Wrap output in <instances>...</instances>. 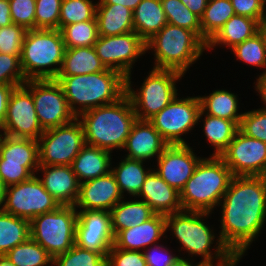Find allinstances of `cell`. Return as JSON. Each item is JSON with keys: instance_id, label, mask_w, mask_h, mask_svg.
I'll return each instance as SVG.
<instances>
[{"instance_id": "6da1fadb", "label": "cell", "mask_w": 266, "mask_h": 266, "mask_svg": "<svg viewBox=\"0 0 266 266\" xmlns=\"http://www.w3.org/2000/svg\"><path fill=\"white\" fill-rule=\"evenodd\" d=\"M221 206L219 236L240 260L266 222V176H234Z\"/></svg>"}, {"instance_id": "6f0895ef", "label": "cell", "mask_w": 266, "mask_h": 266, "mask_svg": "<svg viewBox=\"0 0 266 266\" xmlns=\"http://www.w3.org/2000/svg\"><path fill=\"white\" fill-rule=\"evenodd\" d=\"M171 266H206L203 262H196L191 259H187V257H180L177 261H175Z\"/></svg>"}, {"instance_id": "603a6c76", "label": "cell", "mask_w": 266, "mask_h": 266, "mask_svg": "<svg viewBox=\"0 0 266 266\" xmlns=\"http://www.w3.org/2000/svg\"><path fill=\"white\" fill-rule=\"evenodd\" d=\"M137 198L145 201L156 214L166 216L183 211L180 192L164 181L154 169L146 176Z\"/></svg>"}, {"instance_id": "7c38bea8", "label": "cell", "mask_w": 266, "mask_h": 266, "mask_svg": "<svg viewBox=\"0 0 266 266\" xmlns=\"http://www.w3.org/2000/svg\"><path fill=\"white\" fill-rule=\"evenodd\" d=\"M59 206L37 175H33L29 180L5 188L1 210L30 222L34 217L55 211Z\"/></svg>"}, {"instance_id": "4dcf8cb0", "label": "cell", "mask_w": 266, "mask_h": 266, "mask_svg": "<svg viewBox=\"0 0 266 266\" xmlns=\"http://www.w3.org/2000/svg\"><path fill=\"white\" fill-rule=\"evenodd\" d=\"M200 121L203 122L202 133L211 145L209 147H214L212 156H220L238 132L240 122L204 114L201 110L198 125Z\"/></svg>"}, {"instance_id": "60d3db41", "label": "cell", "mask_w": 266, "mask_h": 266, "mask_svg": "<svg viewBox=\"0 0 266 266\" xmlns=\"http://www.w3.org/2000/svg\"><path fill=\"white\" fill-rule=\"evenodd\" d=\"M53 266H107L106 256L74 244L67 252L53 259Z\"/></svg>"}, {"instance_id": "30bf717a", "label": "cell", "mask_w": 266, "mask_h": 266, "mask_svg": "<svg viewBox=\"0 0 266 266\" xmlns=\"http://www.w3.org/2000/svg\"><path fill=\"white\" fill-rule=\"evenodd\" d=\"M179 95L148 120L168 145H188L182 136L191 133L198 125L199 97L179 98Z\"/></svg>"}, {"instance_id": "ee69618b", "label": "cell", "mask_w": 266, "mask_h": 266, "mask_svg": "<svg viewBox=\"0 0 266 266\" xmlns=\"http://www.w3.org/2000/svg\"><path fill=\"white\" fill-rule=\"evenodd\" d=\"M21 55L0 53V85H23L25 78L21 68Z\"/></svg>"}, {"instance_id": "74e56055", "label": "cell", "mask_w": 266, "mask_h": 266, "mask_svg": "<svg viewBox=\"0 0 266 266\" xmlns=\"http://www.w3.org/2000/svg\"><path fill=\"white\" fill-rule=\"evenodd\" d=\"M61 33L65 48L92 47L99 37L96 20L66 25Z\"/></svg>"}, {"instance_id": "e0dca14e", "label": "cell", "mask_w": 266, "mask_h": 266, "mask_svg": "<svg viewBox=\"0 0 266 266\" xmlns=\"http://www.w3.org/2000/svg\"><path fill=\"white\" fill-rule=\"evenodd\" d=\"M110 211H77L75 244L107 257L114 244Z\"/></svg>"}, {"instance_id": "94428289", "label": "cell", "mask_w": 266, "mask_h": 266, "mask_svg": "<svg viewBox=\"0 0 266 266\" xmlns=\"http://www.w3.org/2000/svg\"><path fill=\"white\" fill-rule=\"evenodd\" d=\"M261 30L265 33L266 35V10H265V14H264V19L262 21V24H261Z\"/></svg>"}, {"instance_id": "f35d334b", "label": "cell", "mask_w": 266, "mask_h": 266, "mask_svg": "<svg viewBox=\"0 0 266 266\" xmlns=\"http://www.w3.org/2000/svg\"><path fill=\"white\" fill-rule=\"evenodd\" d=\"M97 3L92 0H62L59 30L66 25L96 20Z\"/></svg>"}, {"instance_id": "83f0119b", "label": "cell", "mask_w": 266, "mask_h": 266, "mask_svg": "<svg viewBox=\"0 0 266 266\" xmlns=\"http://www.w3.org/2000/svg\"><path fill=\"white\" fill-rule=\"evenodd\" d=\"M155 214L153 209L145 201L137 197L127 200L125 196L110 210L114 236L121 230L144 223Z\"/></svg>"}, {"instance_id": "db71d44e", "label": "cell", "mask_w": 266, "mask_h": 266, "mask_svg": "<svg viewBox=\"0 0 266 266\" xmlns=\"http://www.w3.org/2000/svg\"><path fill=\"white\" fill-rule=\"evenodd\" d=\"M193 14L197 15L199 18L204 13V10L208 4L209 0H180Z\"/></svg>"}, {"instance_id": "11a10c76", "label": "cell", "mask_w": 266, "mask_h": 266, "mask_svg": "<svg viewBox=\"0 0 266 266\" xmlns=\"http://www.w3.org/2000/svg\"><path fill=\"white\" fill-rule=\"evenodd\" d=\"M12 23L9 0H0V27L9 26Z\"/></svg>"}, {"instance_id": "9c48e42d", "label": "cell", "mask_w": 266, "mask_h": 266, "mask_svg": "<svg viewBox=\"0 0 266 266\" xmlns=\"http://www.w3.org/2000/svg\"><path fill=\"white\" fill-rule=\"evenodd\" d=\"M77 210L74 205H60L55 211L30 221V238L39 243L54 259L75 244Z\"/></svg>"}, {"instance_id": "7bdbcfd3", "label": "cell", "mask_w": 266, "mask_h": 266, "mask_svg": "<svg viewBox=\"0 0 266 266\" xmlns=\"http://www.w3.org/2000/svg\"><path fill=\"white\" fill-rule=\"evenodd\" d=\"M239 130L249 137L266 143V111L260 108L246 110L241 118Z\"/></svg>"}, {"instance_id": "8fae6325", "label": "cell", "mask_w": 266, "mask_h": 266, "mask_svg": "<svg viewBox=\"0 0 266 266\" xmlns=\"http://www.w3.org/2000/svg\"><path fill=\"white\" fill-rule=\"evenodd\" d=\"M40 165H69L85 146L83 125L78 118L45 130L38 139Z\"/></svg>"}, {"instance_id": "f1b7e54d", "label": "cell", "mask_w": 266, "mask_h": 266, "mask_svg": "<svg viewBox=\"0 0 266 266\" xmlns=\"http://www.w3.org/2000/svg\"><path fill=\"white\" fill-rule=\"evenodd\" d=\"M144 162L124 156L115 167L111 164V173L114 175L123 197L130 195L129 199L130 197L138 196L146 176L153 169L151 165L146 168Z\"/></svg>"}, {"instance_id": "d4e9b609", "label": "cell", "mask_w": 266, "mask_h": 266, "mask_svg": "<svg viewBox=\"0 0 266 266\" xmlns=\"http://www.w3.org/2000/svg\"><path fill=\"white\" fill-rule=\"evenodd\" d=\"M260 30L261 24L256 19L233 15L207 42L206 51L217 47L232 49L235 45L253 37Z\"/></svg>"}, {"instance_id": "4fadbf2b", "label": "cell", "mask_w": 266, "mask_h": 266, "mask_svg": "<svg viewBox=\"0 0 266 266\" xmlns=\"http://www.w3.org/2000/svg\"><path fill=\"white\" fill-rule=\"evenodd\" d=\"M23 85L32 94L37 118L44 131L70 123L77 118L55 79H32Z\"/></svg>"}, {"instance_id": "836d02e7", "label": "cell", "mask_w": 266, "mask_h": 266, "mask_svg": "<svg viewBox=\"0 0 266 266\" xmlns=\"http://www.w3.org/2000/svg\"><path fill=\"white\" fill-rule=\"evenodd\" d=\"M30 238V222L0 210V255Z\"/></svg>"}, {"instance_id": "5b68a950", "label": "cell", "mask_w": 266, "mask_h": 266, "mask_svg": "<svg viewBox=\"0 0 266 266\" xmlns=\"http://www.w3.org/2000/svg\"><path fill=\"white\" fill-rule=\"evenodd\" d=\"M233 177L219 156L202 157L180 192L183 210L214 213Z\"/></svg>"}, {"instance_id": "680465c9", "label": "cell", "mask_w": 266, "mask_h": 266, "mask_svg": "<svg viewBox=\"0 0 266 266\" xmlns=\"http://www.w3.org/2000/svg\"><path fill=\"white\" fill-rule=\"evenodd\" d=\"M5 186L3 182L0 179V210L2 208L3 202H4V196H5Z\"/></svg>"}, {"instance_id": "f907efd6", "label": "cell", "mask_w": 266, "mask_h": 266, "mask_svg": "<svg viewBox=\"0 0 266 266\" xmlns=\"http://www.w3.org/2000/svg\"><path fill=\"white\" fill-rule=\"evenodd\" d=\"M235 15L256 19L260 24L264 19L266 0H230Z\"/></svg>"}, {"instance_id": "816d5d0a", "label": "cell", "mask_w": 266, "mask_h": 266, "mask_svg": "<svg viewBox=\"0 0 266 266\" xmlns=\"http://www.w3.org/2000/svg\"><path fill=\"white\" fill-rule=\"evenodd\" d=\"M15 87V85H0V128L6 118L9 98Z\"/></svg>"}, {"instance_id": "2e32d148", "label": "cell", "mask_w": 266, "mask_h": 266, "mask_svg": "<svg viewBox=\"0 0 266 266\" xmlns=\"http://www.w3.org/2000/svg\"><path fill=\"white\" fill-rule=\"evenodd\" d=\"M0 132L12 137L35 140L44 132L37 118L32 94L24 85L13 89Z\"/></svg>"}, {"instance_id": "5bb4252c", "label": "cell", "mask_w": 266, "mask_h": 266, "mask_svg": "<svg viewBox=\"0 0 266 266\" xmlns=\"http://www.w3.org/2000/svg\"><path fill=\"white\" fill-rule=\"evenodd\" d=\"M94 48L106 68L116 70L131 79L135 62L146 54L145 41L135 31L115 36H99Z\"/></svg>"}, {"instance_id": "d6986e66", "label": "cell", "mask_w": 266, "mask_h": 266, "mask_svg": "<svg viewBox=\"0 0 266 266\" xmlns=\"http://www.w3.org/2000/svg\"><path fill=\"white\" fill-rule=\"evenodd\" d=\"M123 198L110 171L107 175L80 183L79 196L74 206L77 211H110Z\"/></svg>"}, {"instance_id": "cb8c5ba5", "label": "cell", "mask_w": 266, "mask_h": 266, "mask_svg": "<svg viewBox=\"0 0 266 266\" xmlns=\"http://www.w3.org/2000/svg\"><path fill=\"white\" fill-rule=\"evenodd\" d=\"M0 159L6 163L21 164L36 175L40 166L38 140L0 134Z\"/></svg>"}, {"instance_id": "d590c367", "label": "cell", "mask_w": 266, "mask_h": 266, "mask_svg": "<svg viewBox=\"0 0 266 266\" xmlns=\"http://www.w3.org/2000/svg\"><path fill=\"white\" fill-rule=\"evenodd\" d=\"M15 266H53V258L36 241L29 238L5 254Z\"/></svg>"}, {"instance_id": "9a60e30c", "label": "cell", "mask_w": 266, "mask_h": 266, "mask_svg": "<svg viewBox=\"0 0 266 266\" xmlns=\"http://www.w3.org/2000/svg\"><path fill=\"white\" fill-rule=\"evenodd\" d=\"M219 157L234 176H266V143L240 130Z\"/></svg>"}, {"instance_id": "7dc6e473", "label": "cell", "mask_w": 266, "mask_h": 266, "mask_svg": "<svg viewBox=\"0 0 266 266\" xmlns=\"http://www.w3.org/2000/svg\"><path fill=\"white\" fill-rule=\"evenodd\" d=\"M168 245L158 243L146 248L143 251L145 261L147 266H171L175 261H177L180 256L181 250L178 248V255L174 253ZM172 251V252H171Z\"/></svg>"}, {"instance_id": "6125c7cd", "label": "cell", "mask_w": 266, "mask_h": 266, "mask_svg": "<svg viewBox=\"0 0 266 266\" xmlns=\"http://www.w3.org/2000/svg\"><path fill=\"white\" fill-rule=\"evenodd\" d=\"M238 264L206 265V266H237Z\"/></svg>"}, {"instance_id": "ac0fdd59", "label": "cell", "mask_w": 266, "mask_h": 266, "mask_svg": "<svg viewBox=\"0 0 266 266\" xmlns=\"http://www.w3.org/2000/svg\"><path fill=\"white\" fill-rule=\"evenodd\" d=\"M201 159L189 144L168 145L155 160L157 166L153 164L152 167L164 181L181 192Z\"/></svg>"}, {"instance_id": "277c9868", "label": "cell", "mask_w": 266, "mask_h": 266, "mask_svg": "<svg viewBox=\"0 0 266 266\" xmlns=\"http://www.w3.org/2000/svg\"><path fill=\"white\" fill-rule=\"evenodd\" d=\"M55 80L76 117L89 109L115 103L126 94V77L109 68L85 75L57 76Z\"/></svg>"}, {"instance_id": "f5cc1de1", "label": "cell", "mask_w": 266, "mask_h": 266, "mask_svg": "<svg viewBox=\"0 0 266 266\" xmlns=\"http://www.w3.org/2000/svg\"><path fill=\"white\" fill-rule=\"evenodd\" d=\"M256 78V82L253 87L255 88V92L258 93L259 98L261 99V103H263V107L261 105L260 109L266 111V74H258Z\"/></svg>"}, {"instance_id": "1f68e13d", "label": "cell", "mask_w": 266, "mask_h": 266, "mask_svg": "<svg viewBox=\"0 0 266 266\" xmlns=\"http://www.w3.org/2000/svg\"><path fill=\"white\" fill-rule=\"evenodd\" d=\"M107 68L98 57L94 46L66 48L57 76H73L96 73Z\"/></svg>"}, {"instance_id": "8992f818", "label": "cell", "mask_w": 266, "mask_h": 266, "mask_svg": "<svg viewBox=\"0 0 266 266\" xmlns=\"http://www.w3.org/2000/svg\"><path fill=\"white\" fill-rule=\"evenodd\" d=\"M145 44L146 52L153 53V68L178 71L184 76L206 50V44L193 31L169 23Z\"/></svg>"}, {"instance_id": "ab89813d", "label": "cell", "mask_w": 266, "mask_h": 266, "mask_svg": "<svg viewBox=\"0 0 266 266\" xmlns=\"http://www.w3.org/2000/svg\"><path fill=\"white\" fill-rule=\"evenodd\" d=\"M167 23L193 31L201 39L200 18L180 0H161Z\"/></svg>"}, {"instance_id": "484cf974", "label": "cell", "mask_w": 266, "mask_h": 266, "mask_svg": "<svg viewBox=\"0 0 266 266\" xmlns=\"http://www.w3.org/2000/svg\"><path fill=\"white\" fill-rule=\"evenodd\" d=\"M112 156L107 150L85 144L71 164L79 183L107 175L113 164Z\"/></svg>"}, {"instance_id": "8d00e7d4", "label": "cell", "mask_w": 266, "mask_h": 266, "mask_svg": "<svg viewBox=\"0 0 266 266\" xmlns=\"http://www.w3.org/2000/svg\"><path fill=\"white\" fill-rule=\"evenodd\" d=\"M234 57L240 62H244L256 68H263L266 72V35L260 30L253 37L246 39L242 43L235 45L232 49Z\"/></svg>"}, {"instance_id": "ffe728a7", "label": "cell", "mask_w": 266, "mask_h": 266, "mask_svg": "<svg viewBox=\"0 0 266 266\" xmlns=\"http://www.w3.org/2000/svg\"><path fill=\"white\" fill-rule=\"evenodd\" d=\"M167 146L160 133L148 120L137 119L123 148L127 154L123 156L146 163L158 158Z\"/></svg>"}, {"instance_id": "f546056e", "label": "cell", "mask_w": 266, "mask_h": 266, "mask_svg": "<svg viewBox=\"0 0 266 266\" xmlns=\"http://www.w3.org/2000/svg\"><path fill=\"white\" fill-rule=\"evenodd\" d=\"M167 24L161 0H142L133 11L134 31L146 42Z\"/></svg>"}, {"instance_id": "52a82bcc", "label": "cell", "mask_w": 266, "mask_h": 266, "mask_svg": "<svg viewBox=\"0 0 266 266\" xmlns=\"http://www.w3.org/2000/svg\"><path fill=\"white\" fill-rule=\"evenodd\" d=\"M65 49L61 30H27L20 58L25 78L55 79L60 71Z\"/></svg>"}, {"instance_id": "e575fe53", "label": "cell", "mask_w": 266, "mask_h": 266, "mask_svg": "<svg viewBox=\"0 0 266 266\" xmlns=\"http://www.w3.org/2000/svg\"><path fill=\"white\" fill-rule=\"evenodd\" d=\"M233 15L235 12L230 0H209L200 18L201 40L207 44Z\"/></svg>"}, {"instance_id": "f6af8a7d", "label": "cell", "mask_w": 266, "mask_h": 266, "mask_svg": "<svg viewBox=\"0 0 266 266\" xmlns=\"http://www.w3.org/2000/svg\"><path fill=\"white\" fill-rule=\"evenodd\" d=\"M26 32L25 27L15 23L0 27V53L21 55Z\"/></svg>"}, {"instance_id": "7402d4cb", "label": "cell", "mask_w": 266, "mask_h": 266, "mask_svg": "<svg viewBox=\"0 0 266 266\" xmlns=\"http://www.w3.org/2000/svg\"><path fill=\"white\" fill-rule=\"evenodd\" d=\"M165 215L155 214L144 223L119 231L114 237V246L118 249L143 252L146 248L160 243L165 238Z\"/></svg>"}, {"instance_id": "7a4b0ae2", "label": "cell", "mask_w": 266, "mask_h": 266, "mask_svg": "<svg viewBox=\"0 0 266 266\" xmlns=\"http://www.w3.org/2000/svg\"><path fill=\"white\" fill-rule=\"evenodd\" d=\"M211 215V212L184 210L166 215V232L171 231L169 236L176 238L184 255L188 253L187 259L201 257L205 265L238 264L240 259L223 244L216 229L206 223Z\"/></svg>"}, {"instance_id": "3957f363", "label": "cell", "mask_w": 266, "mask_h": 266, "mask_svg": "<svg viewBox=\"0 0 266 266\" xmlns=\"http://www.w3.org/2000/svg\"><path fill=\"white\" fill-rule=\"evenodd\" d=\"M84 129L85 143L113 153L123 150L132 125L137 120L130 97L89 109L77 117Z\"/></svg>"}, {"instance_id": "681fc988", "label": "cell", "mask_w": 266, "mask_h": 266, "mask_svg": "<svg viewBox=\"0 0 266 266\" xmlns=\"http://www.w3.org/2000/svg\"><path fill=\"white\" fill-rule=\"evenodd\" d=\"M33 174L23 165L6 163L0 159V179L5 187L29 180Z\"/></svg>"}, {"instance_id": "ba28073f", "label": "cell", "mask_w": 266, "mask_h": 266, "mask_svg": "<svg viewBox=\"0 0 266 266\" xmlns=\"http://www.w3.org/2000/svg\"><path fill=\"white\" fill-rule=\"evenodd\" d=\"M142 85L133 89L131 78H126V94L130 97L139 120H149L166 107L178 94L176 84L185 77L178 71L155 69L148 71Z\"/></svg>"}, {"instance_id": "9f6ffc18", "label": "cell", "mask_w": 266, "mask_h": 266, "mask_svg": "<svg viewBox=\"0 0 266 266\" xmlns=\"http://www.w3.org/2000/svg\"><path fill=\"white\" fill-rule=\"evenodd\" d=\"M141 1L142 0H98L97 4H121L134 11Z\"/></svg>"}, {"instance_id": "c3c4849f", "label": "cell", "mask_w": 266, "mask_h": 266, "mask_svg": "<svg viewBox=\"0 0 266 266\" xmlns=\"http://www.w3.org/2000/svg\"><path fill=\"white\" fill-rule=\"evenodd\" d=\"M107 266H147L143 252L118 249L114 245L106 257Z\"/></svg>"}, {"instance_id": "4316f807", "label": "cell", "mask_w": 266, "mask_h": 266, "mask_svg": "<svg viewBox=\"0 0 266 266\" xmlns=\"http://www.w3.org/2000/svg\"><path fill=\"white\" fill-rule=\"evenodd\" d=\"M99 36H115L134 31L133 11L121 4H97Z\"/></svg>"}, {"instance_id": "bcb514c9", "label": "cell", "mask_w": 266, "mask_h": 266, "mask_svg": "<svg viewBox=\"0 0 266 266\" xmlns=\"http://www.w3.org/2000/svg\"><path fill=\"white\" fill-rule=\"evenodd\" d=\"M9 4L13 23L27 30L35 29L36 0H9Z\"/></svg>"}, {"instance_id": "91938a15", "label": "cell", "mask_w": 266, "mask_h": 266, "mask_svg": "<svg viewBox=\"0 0 266 266\" xmlns=\"http://www.w3.org/2000/svg\"><path fill=\"white\" fill-rule=\"evenodd\" d=\"M0 266H15L5 255H0Z\"/></svg>"}, {"instance_id": "d6a6232c", "label": "cell", "mask_w": 266, "mask_h": 266, "mask_svg": "<svg viewBox=\"0 0 266 266\" xmlns=\"http://www.w3.org/2000/svg\"><path fill=\"white\" fill-rule=\"evenodd\" d=\"M200 110L204 114L240 122L244 112H239V96L226 89L213 90L209 95H198Z\"/></svg>"}, {"instance_id": "b9f144b4", "label": "cell", "mask_w": 266, "mask_h": 266, "mask_svg": "<svg viewBox=\"0 0 266 266\" xmlns=\"http://www.w3.org/2000/svg\"><path fill=\"white\" fill-rule=\"evenodd\" d=\"M62 0H36L35 29H59Z\"/></svg>"}, {"instance_id": "44dd1931", "label": "cell", "mask_w": 266, "mask_h": 266, "mask_svg": "<svg viewBox=\"0 0 266 266\" xmlns=\"http://www.w3.org/2000/svg\"><path fill=\"white\" fill-rule=\"evenodd\" d=\"M42 174L39 175L38 173ZM38 178L44 188L59 205H75L79 196L80 183L69 165H40Z\"/></svg>"}]
</instances>
